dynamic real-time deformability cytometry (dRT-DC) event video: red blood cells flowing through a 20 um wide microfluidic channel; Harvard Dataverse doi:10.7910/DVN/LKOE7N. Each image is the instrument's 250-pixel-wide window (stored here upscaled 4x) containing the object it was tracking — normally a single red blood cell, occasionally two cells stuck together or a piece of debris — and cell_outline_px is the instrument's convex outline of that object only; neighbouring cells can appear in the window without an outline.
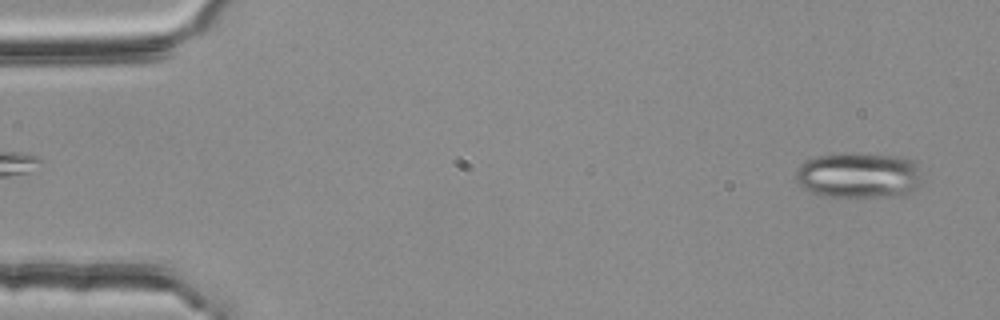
{"species": "common noctule bat (a hibernating species)", "species_latin": "Nyctalus noctula", "temperature_condition": "room temperature", "stored_images_in_passage": 54, "camera_frame_rate_fps": 3000, "um_per_image_px": 0.085, "animal": {"sex": "female", "body_mass_g": 25.1}, "frame": {"image": 1, "passage_image": 3, "time_ms": 0.667, "image_size_px": [1000, 320], "cell_outline_px": [[924, 180], [920, 184], [904, 196], [856, 200], [820, 196], [804, 188], [796, 180], [796, 168], [808, 160], [816, 156], [848, 152], [856, 152], [900, 156], [916, 160]], "centroid_in_image_um": [73.06, 14.94], "position_along_channel_um": 11.9, "area_um2": 35.43}}
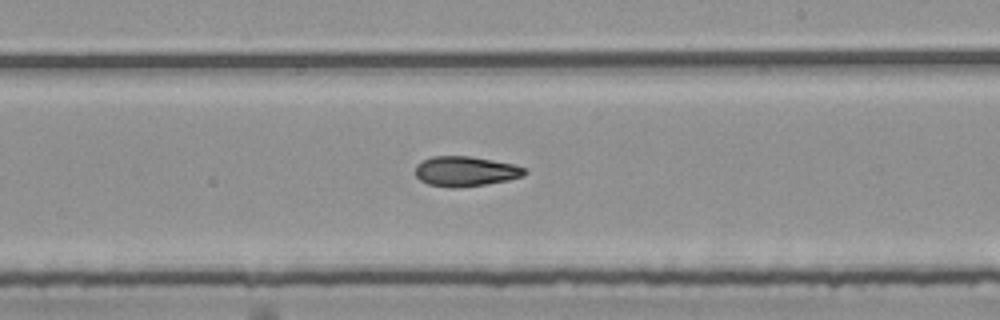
{"frame": {"image": 2, "passage_image": 32, "time_ms": 10.333, "image_size_px": [1000, 320], "cell_outline_px": [[528, 172], [524, 176], [508, 180], [484, 184], [452, 188], [428, 184], [420, 180], [416, 176], [416, 164], [420, 160], [432, 156], [472, 156], [512, 164], [524, 168]], "centroid_in_image_um": [39.54, 14.55], "position_along_channel_um": 249.5, "area_um2": 19.07}}
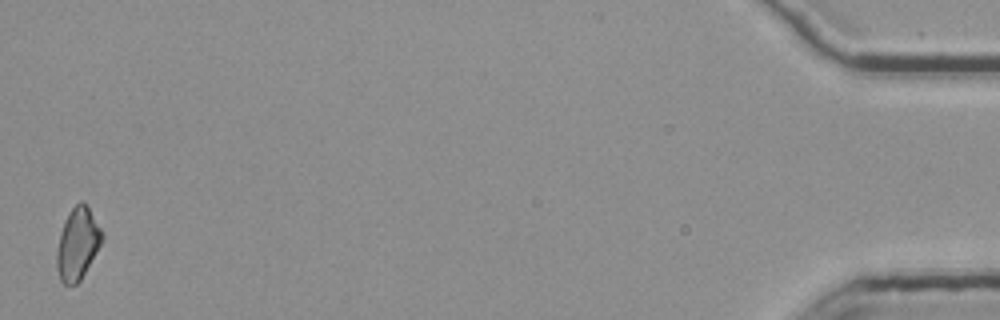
{"frame": {"image": 3, "passage_image": 54, "time_ms": 17.667, "image_size_px": [1000, 320], "cell_outline_px": [[104, 236], [96, 252], [80, 280], [76, 284], [64, 284], [60, 280], [56, 268], [56, 248], [60, 232], [64, 220], [68, 212], [80, 200], [84, 200], [104, 232]], "centroid_in_image_um": [6.58, 20.68], "position_along_channel_um": 428.6, "area_um2": 19.13}}